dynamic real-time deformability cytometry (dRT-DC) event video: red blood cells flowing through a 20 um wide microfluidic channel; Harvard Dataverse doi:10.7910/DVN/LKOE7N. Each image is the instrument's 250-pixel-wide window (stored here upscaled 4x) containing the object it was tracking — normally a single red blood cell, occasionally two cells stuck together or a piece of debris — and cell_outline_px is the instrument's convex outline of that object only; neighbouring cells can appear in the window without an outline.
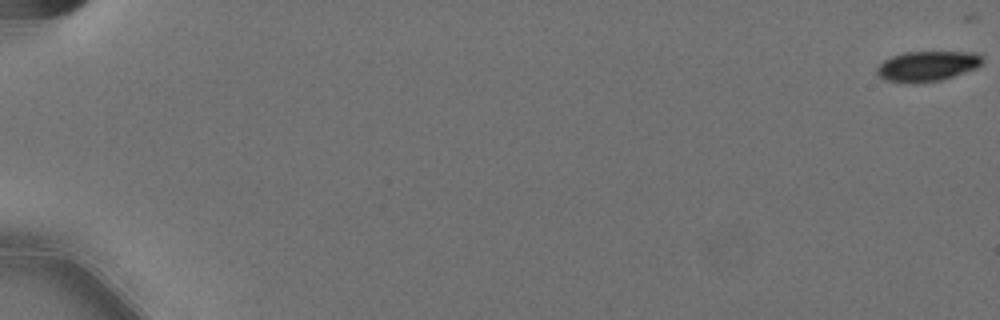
{"species": "Egyptian fruit bat (a non-hibernating species)", "species_latin": "Rousettus aegyptiacus", "temperature_condition": "cold", "stored_images_in_passage": 59, "camera_frame_rate_fps": 3000, "um_per_image_px": 0.085, "animal": {"sex": "female"}, "frame": {"image": 1, "passage_image": 1, "time_ms": 0.0, "image_size_px": [1000, 320], "cell_outline_px": [[984, 60], [976, 68], [940, 80], [916, 84], [884, 80], [876, 72], [876, 68], [884, 60], [892, 56], [904, 52], [976, 52], [984, 56]], "centroid_in_image_um": [78.81, 5.62], "position_along_channel_um": 6.2, "area_um2": 18.61}}
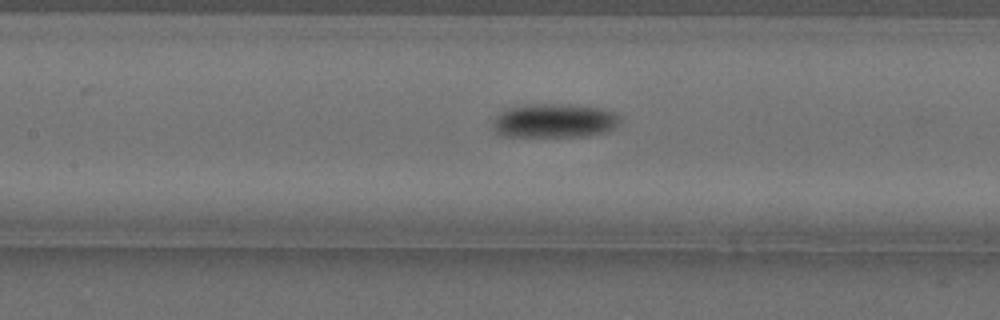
{"frame": {"image": 2, "passage_image": 30, "time_ms": 9.667, "image_size_px": [1000, 320], "cell_outline_px": [[620, 124], [608, 132], [584, 136], [504, 136], [496, 132], [492, 124], [496, 116], [508, 108], [528, 104], [572, 104], [604, 108], [616, 112], [620, 116]], "centroid_in_image_um": [47.19, 10.25], "position_along_channel_um": 160.2, "area_um2": 25.49}}
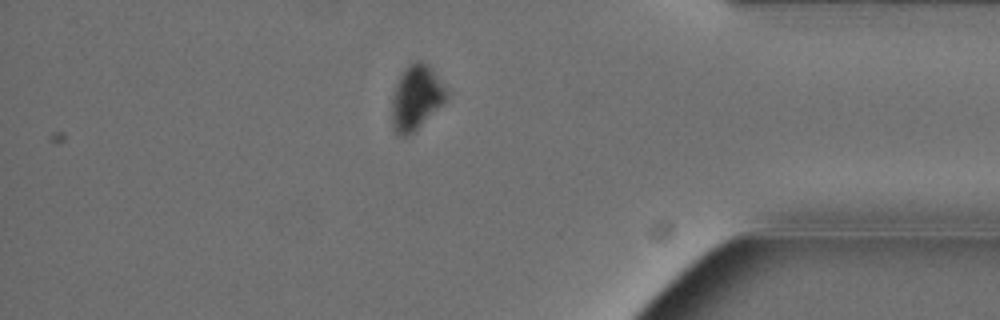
{"frame": {"image": 3, "passage_image": 52, "time_ms": 17.0, "image_size_px": [1000, 320], "cell_outline_px": [[452, 92], [408, 136], [400, 136], [396, 132], [392, 124], [392, 96], [400, 72], [408, 64], [416, 60], [420, 60]], "centroid_in_image_um": [35.34, 8.26], "position_along_channel_um": 399.9, "area_um2": 20.0}, "authors_computed_cell_mechanics": {"area_um2": 21.964, "velocity_mm_per_s": 3.5793, "shape_relaxation_time_tau1_ms": 2.834, "shape_relaxation_time_tau2_ms": null, "deformation_change_tau1": 0.0933, "deformation_change_tau2": null}}